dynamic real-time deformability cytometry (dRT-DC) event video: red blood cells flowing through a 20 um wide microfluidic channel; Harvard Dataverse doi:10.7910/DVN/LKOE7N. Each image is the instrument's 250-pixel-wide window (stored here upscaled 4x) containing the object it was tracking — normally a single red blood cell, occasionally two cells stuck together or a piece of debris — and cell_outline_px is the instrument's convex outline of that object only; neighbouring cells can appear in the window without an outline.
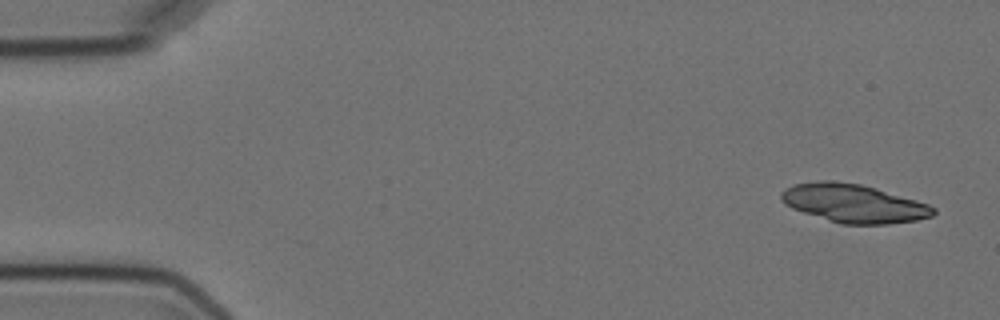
{"species": "Egyptian fruit bat (a non-hibernating species)", "species_latin": "Rousettus aegyptiacus", "temperature_condition": "cold", "stored_images_in_passage": 5, "camera_frame_rate_fps": 3000, "um_per_image_px": 0.085, "animal": {"sex": "female"}, "frame": {"image": 1, "passage_image": 1, "time_ms": 0.0, "image_size_px": [1000, 320], "cell_outline_px": [[936, 212], [932, 216], [916, 220], [888, 224], [840, 224], [792, 208], [784, 204], [780, 200], [780, 192], [784, 188], [792, 184], [816, 180], [832, 180], [860, 184], [876, 188], [916, 200], [928, 204], [936, 208]], "centroid_in_image_um": [72.52, 17.27], "position_along_channel_um": 12.5, "area_um2": 34.22}}